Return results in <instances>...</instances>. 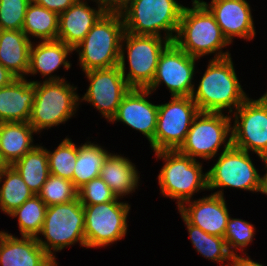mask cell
Listing matches in <instances>:
<instances>
[{"label":"cell","instance_id":"obj_1","mask_svg":"<svg viewBox=\"0 0 267 266\" xmlns=\"http://www.w3.org/2000/svg\"><path fill=\"white\" fill-rule=\"evenodd\" d=\"M173 42L188 55L198 59L212 53H215L214 59L231 56L229 51H222L231 43L201 0H192V8L184 6Z\"/></svg>","mask_w":267,"mask_h":266},{"label":"cell","instance_id":"obj_2","mask_svg":"<svg viewBox=\"0 0 267 266\" xmlns=\"http://www.w3.org/2000/svg\"><path fill=\"white\" fill-rule=\"evenodd\" d=\"M198 88L193 90L192 100L200 112H223L229 108L232 114L248 97L238 81L231 56L210 59Z\"/></svg>","mask_w":267,"mask_h":266},{"label":"cell","instance_id":"obj_3","mask_svg":"<svg viewBox=\"0 0 267 266\" xmlns=\"http://www.w3.org/2000/svg\"><path fill=\"white\" fill-rule=\"evenodd\" d=\"M124 33V21L120 11L117 8H109L73 49L79 54L82 71L118 66Z\"/></svg>","mask_w":267,"mask_h":266},{"label":"cell","instance_id":"obj_4","mask_svg":"<svg viewBox=\"0 0 267 266\" xmlns=\"http://www.w3.org/2000/svg\"><path fill=\"white\" fill-rule=\"evenodd\" d=\"M183 8L176 0H125L117 7L125 32L159 36L170 42L176 37Z\"/></svg>","mask_w":267,"mask_h":266},{"label":"cell","instance_id":"obj_5","mask_svg":"<svg viewBox=\"0 0 267 266\" xmlns=\"http://www.w3.org/2000/svg\"><path fill=\"white\" fill-rule=\"evenodd\" d=\"M155 156L165 163L158 175L160 192L177 200L178 209L199 190H208L207 173L199 161L178 150L156 151Z\"/></svg>","mask_w":267,"mask_h":266},{"label":"cell","instance_id":"obj_6","mask_svg":"<svg viewBox=\"0 0 267 266\" xmlns=\"http://www.w3.org/2000/svg\"><path fill=\"white\" fill-rule=\"evenodd\" d=\"M31 82L35 83V98L28 123L36 133L63 124L76 113L80 96L66 79Z\"/></svg>","mask_w":267,"mask_h":266},{"label":"cell","instance_id":"obj_7","mask_svg":"<svg viewBox=\"0 0 267 266\" xmlns=\"http://www.w3.org/2000/svg\"><path fill=\"white\" fill-rule=\"evenodd\" d=\"M84 228V206L78 197L68 203L48 206L39 234L44 236L45 240L38 236V244L57 263L55 252L75 243L86 247Z\"/></svg>","mask_w":267,"mask_h":266},{"label":"cell","instance_id":"obj_8","mask_svg":"<svg viewBox=\"0 0 267 266\" xmlns=\"http://www.w3.org/2000/svg\"><path fill=\"white\" fill-rule=\"evenodd\" d=\"M214 166L207 171L208 190L224 197L223 188H236L266 195L264 176H260L249 152L234 146L224 148Z\"/></svg>","mask_w":267,"mask_h":266},{"label":"cell","instance_id":"obj_9","mask_svg":"<svg viewBox=\"0 0 267 266\" xmlns=\"http://www.w3.org/2000/svg\"><path fill=\"white\" fill-rule=\"evenodd\" d=\"M169 43L159 36L124 33L118 66L131 88L146 89L152 83L159 56ZM125 53L129 62L127 74Z\"/></svg>","mask_w":267,"mask_h":266},{"label":"cell","instance_id":"obj_10","mask_svg":"<svg viewBox=\"0 0 267 266\" xmlns=\"http://www.w3.org/2000/svg\"><path fill=\"white\" fill-rule=\"evenodd\" d=\"M232 118L222 112L199 111L178 151L195 160L216 157L222 144L223 148L232 146Z\"/></svg>","mask_w":267,"mask_h":266},{"label":"cell","instance_id":"obj_11","mask_svg":"<svg viewBox=\"0 0 267 266\" xmlns=\"http://www.w3.org/2000/svg\"><path fill=\"white\" fill-rule=\"evenodd\" d=\"M119 199L117 197L107 203L83 205L86 248L109 246L126 236L127 216L131 207Z\"/></svg>","mask_w":267,"mask_h":266},{"label":"cell","instance_id":"obj_12","mask_svg":"<svg viewBox=\"0 0 267 266\" xmlns=\"http://www.w3.org/2000/svg\"><path fill=\"white\" fill-rule=\"evenodd\" d=\"M233 112L232 146L254 152L263 161L267 155V92L248 98Z\"/></svg>","mask_w":267,"mask_h":266},{"label":"cell","instance_id":"obj_13","mask_svg":"<svg viewBox=\"0 0 267 266\" xmlns=\"http://www.w3.org/2000/svg\"><path fill=\"white\" fill-rule=\"evenodd\" d=\"M199 113L191 96H173L158 105L153 150H178L184 142L194 117Z\"/></svg>","mask_w":267,"mask_h":266},{"label":"cell","instance_id":"obj_14","mask_svg":"<svg viewBox=\"0 0 267 266\" xmlns=\"http://www.w3.org/2000/svg\"><path fill=\"white\" fill-rule=\"evenodd\" d=\"M174 42H170L161 52L152 83L146 88L152 93L164 82L171 97L192 96L195 85V61Z\"/></svg>","mask_w":267,"mask_h":266},{"label":"cell","instance_id":"obj_15","mask_svg":"<svg viewBox=\"0 0 267 266\" xmlns=\"http://www.w3.org/2000/svg\"><path fill=\"white\" fill-rule=\"evenodd\" d=\"M90 82L80 102L94 106L109 122L116 114L124 96L131 90L119 66L85 72Z\"/></svg>","mask_w":267,"mask_h":266},{"label":"cell","instance_id":"obj_16","mask_svg":"<svg viewBox=\"0 0 267 266\" xmlns=\"http://www.w3.org/2000/svg\"><path fill=\"white\" fill-rule=\"evenodd\" d=\"M148 89L131 88L122 99L116 114L109 122H123L132 129L141 132L149 141L153 150V139L157 127L158 104H152Z\"/></svg>","mask_w":267,"mask_h":266},{"label":"cell","instance_id":"obj_17","mask_svg":"<svg viewBox=\"0 0 267 266\" xmlns=\"http://www.w3.org/2000/svg\"><path fill=\"white\" fill-rule=\"evenodd\" d=\"M214 15L223 35L232 43L233 38L252 40L256 35L250 4L246 0L201 1Z\"/></svg>","mask_w":267,"mask_h":266},{"label":"cell","instance_id":"obj_18","mask_svg":"<svg viewBox=\"0 0 267 266\" xmlns=\"http://www.w3.org/2000/svg\"><path fill=\"white\" fill-rule=\"evenodd\" d=\"M178 211L190 224L204 232L224 237L230 217L224 197L211 194L198 200H189Z\"/></svg>","mask_w":267,"mask_h":266},{"label":"cell","instance_id":"obj_19","mask_svg":"<svg viewBox=\"0 0 267 266\" xmlns=\"http://www.w3.org/2000/svg\"><path fill=\"white\" fill-rule=\"evenodd\" d=\"M93 2L98 4L97 9L90 7L86 0H77L59 15L57 40L74 49L85 38L98 19L109 9L102 0Z\"/></svg>","mask_w":267,"mask_h":266},{"label":"cell","instance_id":"obj_20","mask_svg":"<svg viewBox=\"0 0 267 266\" xmlns=\"http://www.w3.org/2000/svg\"><path fill=\"white\" fill-rule=\"evenodd\" d=\"M0 266H58L36 237L21 238L0 231Z\"/></svg>","mask_w":267,"mask_h":266},{"label":"cell","instance_id":"obj_21","mask_svg":"<svg viewBox=\"0 0 267 266\" xmlns=\"http://www.w3.org/2000/svg\"><path fill=\"white\" fill-rule=\"evenodd\" d=\"M72 52L73 49L60 40L40 41L38 44L32 42L27 75L35 76L40 73L42 77H46L44 80L46 82L65 80V78L52 75V73L61 66L66 70L71 68L72 64L67 57Z\"/></svg>","mask_w":267,"mask_h":266},{"label":"cell","instance_id":"obj_22","mask_svg":"<svg viewBox=\"0 0 267 266\" xmlns=\"http://www.w3.org/2000/svg\"><path fill=\"white\" fill-rule=\"evenodd\" d=\"M35 98V83L16 78L0 88V122H28Z\"/></svg>","mask_w":267,"mask_h":266},{"label":"cell","instance_id":"obj_23","mask_svg":"<svg viewBox=\"0 0 267 266\" xmlns=\"http://www.w3.org/2000/svg\"><path fill=\"white\" fill-rule=\"evenodd\" d=\"M138 169L130 159L109 153L103 161L99 177L118 198L135 192L139 186Z\"/></svg>","mask_w":267,"mask_h":266},{"label":"cell","instance_id":"obj_24","mask_svg":"<svg viewBox=\"0 0 267 266\" xmlns=\"http://www.w3.org/2000/svg\"><path fill=\"white\" fill-rule=\"evenodd\" d=\"M31 45L22 30H0V64L17 78H25Z\"/></svg>","mask_w":267,"mask_h":266},{"label":"cell","instance_id":"obj_25","mask_svg":"<svg viewBox=\"0 0 267 266\" xmlns=\"http://www.w3.org/2000/svg\"><path fill=\"white\" fill-rule=\"evenodd\" d=\"M34 128L28 122H0V153L8 166H12L31 151Z\"/></svg>","mask_w":267,"mask_h":266},{"label":"cell","instance_id":"obj_26","mask_svg":"<svg viewBox=\"0 0 267 266\" xmlns=\"http://www.w3.org/2000/svg\"><path fill=\"white\" fill-rule=\"evenodd\" d=\"M34 195H38L49 176L47 149L36 145L12 165Z\"/></svg>","mask_w":267,"mask_h":266},{"label":"cell","instance_id":"obj_27","mask_svg":"<svg viewBox=\"0 0 267 266\" xmlns=\"http://www.w3.org/2000/svg\"><path fill=\"white\" fill-rule=\"evenodd\" d=\"M109 155L99 144L87 141L78 146V156L73 172L72 183L78 190L84 184L99 177L103 161Z\"/></svg>","mask_w":267,"mask_h":266},{"label":"cell","instance_id":"obj_28","mask_svg":"<svg viewBox=\"0 0 267 266\" xmlns=\"http://www.w3.org/2000/svg\"><path fill=\"white\" fill-rule=\"evenodd\" d=\"M59 15L31 1L27 7L22 31L41 41L57 40ZM31 35V36H30Z\"/></svg>","mask_w":267,"mask_h":266},{"label":"cell","instance_id":"obj_29","mask_svg":"<svg viewBox=\"0 0 267 266\" xmlns=\"http://www.w3.org/2000/svg\"><path fill=\"white\" fill-rule=\"evenodd\" d=\"M0 184V209L4 214L9 215L34 196L13 166H7L1 172Z\"/></svg>","mask_w":267,"mask_h":266},{"label":"cell","instance_id":"obj_30","mask_svg":"<svg viewBox=\"0 0 267 266\" xmlns=\"http://www.w3.org/2000/svg\"><path fill=\"white\" fill-rule=\"evenodd\" d=\"M186 228L188 229L191 243L195 250L206 259L220 263L221 266H229L231 253L229 252L224 237L211 235L201 228L190 224L182 215ZM228 264L224 265L226 262Z\"/></svg>","mask_w":267,"mask_h":266},{"label":"cell","instance_id":"obj_31","mask_svg":"<svg viewBox=\"0 0 267 266\" xmlns=\"http://www.w3.org/2000/svg\"><path fill=\"white\" fill-rule=\"evenodd\" d=\"M46 208L47 205L40 197L34 195L8 216L18 217L21 236L37 238L43 228Z\"/></svg>","mask_w":267,"mask_h":266},{"label":"cell","instance_id":"obj_32","mask_svg":"<svg viewBox=\"0 0 267 266\" xmlns=\"http://www.w3.org/2000/svg\"><path fill=\"white\" fill-rule=\"evenodd\" d=\"M49 173L72 181L78 146L70 138H65L52 152L47 150Z\"/></svg>","mask_w":267,"mask_h":266},{"label":"cell","instance_id":"obj_33","mask_svg":"<svg viewBox=\"0 0 267 266\" xmlns=\"http://www.w3.org/2000/svg\"><path fill=\"white\" fill-rule=\"evenodd\" d=\"M77 192L72 181L49 174L38 196L48 207L75 200Z\"/></svg>","mask_w":267,"mask_h":266},{"label":"cell","instance_id":"obj_34","mask_svg":"<svg viewBox=\"0 0 267 266\" xmlns=\"http://www.w3.org/2000/svg\"><path fill=\"white\" fill-rule=\"evenodd\" d=\"M255 232L254 225L248 221L229 217L224 235L229 252L231 254H237L238 250L244 252L243 250L253 242Z\"/></svg>","mask_w":267,"mask_h":266},{"label":"cell","instance_id":"obj_35","mask_svg":"<svg viewBox=\"0 0 267 266\" xmlns=\"http://www.w3.org/2000/svg\"><path fill=\"white\" fill-rule=\"evenodd\" d=\"M32 0H0V29L22 30L25 14Z\"/></svg>","mask_w":267,"mask_h":266},{"label":"cell","instance_id":"obj_36","mask_svg":"<svg viewBox=\"0 0 267 266\" xmlns=\"http://www.w3.org/2000/svg\"><path fill=\"white\" fill-rule=\"evenodd\" d=\"M77 191V197L82 205L107 203L117 198L100 177L92 179Z\"/></svg>","mask_w":267,"mask_h":266},{"label":"cell","instance_id":"obj_37","mask_svg":"<svg viewBox=\"0 0 267 266\" xmlns=\"http://www.w3.org/2000/svg\"><path fill=\"white\" fill-rule=\"evenodd\" d=\"M37 5H40L50 11L60 15L72 6L77 0H32Z\"/></svg>","mask_w":267,"mask_h":266},{"label":"cell","instance_id":"obj_38","mask_svg":"<svg viewBox=\"0 0 267 266\" xmlns=\"http://www.w3.org/2000/svg\"><path fill=\"white\" fill-rule=\"evenodd\" d=\"M230 261L229 266H264L261 263L253 261L249 256L244 257L239 254H232Z\"/></svg>","mask_w":267,"mask_h":266},{"label":"cell","instance_id":"obj_39","mask_svg":"<svg viewBox=\"0 0 267 266\" xmlns=\"http://www.w3.org/2000/svg\"><path fill=\"white\" fill-rule=\"evenodd\" d=\"M17 77L0 64V88L9 85Z\"/></svg>","mask_w":267,"mask_h":266},{"label":"cell","instance_id":"obj_40","mask_svg":"<svg viewBox=\"0 0 267 266\" xmlns=\"http://www.w3.org/2000/svg\"><path fill=\"white\" fill-rule=\"evenodd\" d=\"M109 8H117L125 0H102Z\"/></svg>","mask_w":267,"mask_h":266},{"label":"cell","instance_id":"obj_41","mask_svg":"<svg viewBox=\"0 0 267 266\" xmlns=\"http://www.w3.org/2000/svg\"><path fill=\"white\" fill-rule=\"evenodd\" d=\"M263 162H264L265 168L267 169V155L263 157ZM263 176H264V186H265L266 195H267V170Z\"/></svg>","mask_w":267,"mask_h":266},{"label":"cell","instance_id":"obj_42","mask_svg":"<svg viewBox=\"0 0 267 266\" xmlns=\"http://www.w3.org/2000/svg\"><path fill=\"white\" fill-rule=\"evenodd\" d=\"M7 163L4 161L1 153H0V173L7 167Z\"/></svg>","mask_w":267,"mask_h":266}]
</instances>
